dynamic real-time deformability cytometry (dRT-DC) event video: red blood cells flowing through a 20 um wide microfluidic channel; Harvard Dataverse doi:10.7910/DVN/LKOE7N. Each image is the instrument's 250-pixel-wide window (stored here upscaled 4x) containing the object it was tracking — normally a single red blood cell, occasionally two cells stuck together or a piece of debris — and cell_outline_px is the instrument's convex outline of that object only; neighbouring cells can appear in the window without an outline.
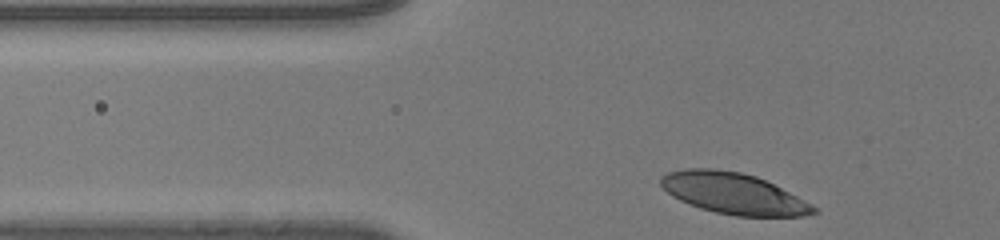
{"species": "human", "species_latin": "Homo sapiens", "temperature_condition": "room temperature", "stored_images_in_passage": 35, "camera_frame_rate_fps": 3000, "um_per_image_px": 0.085, "donor": {"sex": "male"}, "frame": {"image": 1, "passage_image": 7, "time_ms": 2.0, "image_size_px": [1000, 240], "cell_outline_px": [[820, 212], [804, 216], [736, 216], [716, 212], [700, 208], [688, 204], [672, 196], [660, 184], [660, 176], [668, 172], [684, 168], [712, 168], [740, 172], [756, 176], [812, 204]], "centroid_in_image_um": [62.32, 16.44], "position_along_channel_um": 63.5, "area_um2": 36.41}}
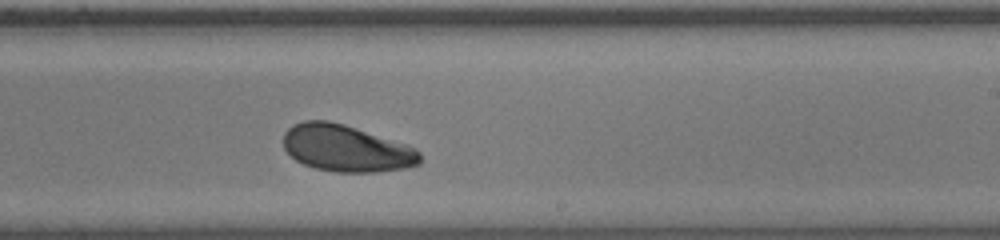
{"frame": {"image": 2, "passage_image": 24, "time_ms": 7.667, "image_size_px": [1000, 240], "cell_outline_px": [[420, 164], [408, 168], [376, 172], [336, 172], [316, 168], [304, 164], [296, 160], [284, 148], [284, 132], [292, 124], [304, 120], [328, 120], [344, 124], [416, 148], [420, 152]], "centroid_in_image_um": [29.42, 12.61], "position_along_channel_um": 259.6, "area_um2": 37.11}}
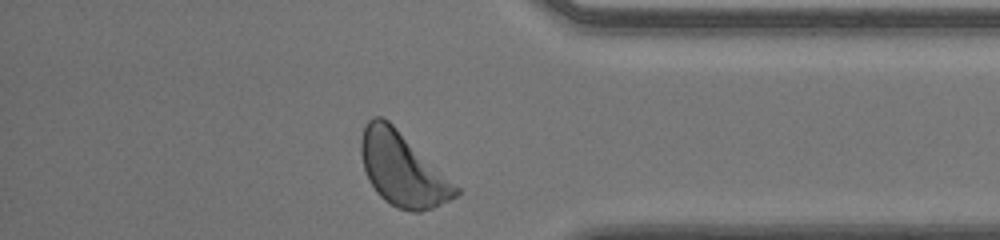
{"frame": {"image": 3, "passage_image": 35, "time_ms": 11.333, "image_size_px": [1000, 240], "cell_outline_px": [[460, 192], [456, 196], [432, 208], [420, 212], [412, 212], [396, 208], [384, 200], [376, 192], [368, 180], [364, 168], [360, 152], [360, 140], [364, 128], [368, 120], [372, 116], [380, 116], [388, 120], [460, 188]], "centroid_in_image_um": [34.18, 14.39], "position_along_channel_um": 401.0, "area_um2": 40.29}, "authors_computed_cell_mechanics": {"area_um2": 37.57, "velocity_mm_per_s": 4.0105, "shape_relaxation_time_tau1_ms": 4.4689, "shape_relaxation_time_tau2_ms": null, "deformation_change_tau1": 0.1824, "deformation_change_tau2": null}}